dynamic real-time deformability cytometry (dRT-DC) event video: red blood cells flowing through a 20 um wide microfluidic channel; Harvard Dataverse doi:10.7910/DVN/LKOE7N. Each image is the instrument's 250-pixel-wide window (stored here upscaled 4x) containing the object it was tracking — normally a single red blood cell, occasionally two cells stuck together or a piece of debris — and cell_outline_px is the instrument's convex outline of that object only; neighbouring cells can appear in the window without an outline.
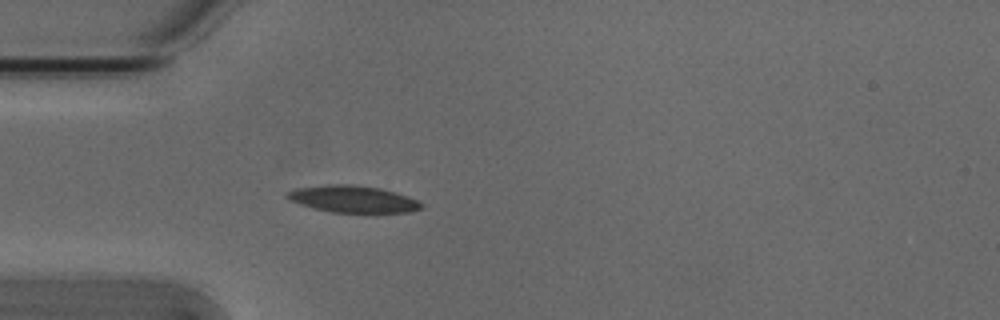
{"species": "Egyptian fruit bat (a non-hibernating species)", "species_latin": "Rousettus aegyptiacus", "temperature_condition": "cold", "stored_images_in_passage": 19, "camera_frame_rate_fps": 3000, "um_per_image_px": 0.085, "animal": {"sex": "male"}, "frame": {"image": 1, "passage_image": 1, "time_ms": 0.0, "image_size_px": [1000, 320], "cell_outline_px": [[424, 208], [412, 212], [332, 212], [312, 208], [288, 200], [284, 196], [288, 192], [296, 188], [328, 184], [348, 184], [380, 188], [396, 192], [408, 196], [424, 204]], "centroid_in_image_um": [30.0, 16.92], "position_along_channel_um": 55.0, "area_um2": 21.1}}
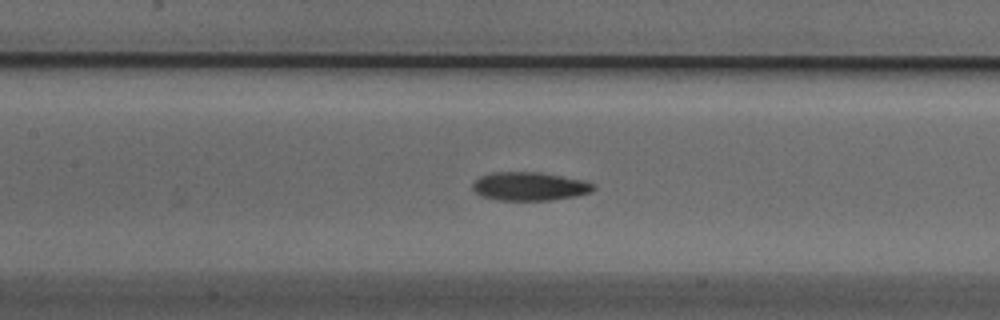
{"frame": {"image": 2, "passage_image": 10, "time_ms": 3.0, "image_size_px": [1000, 320], "cell_outline_px": [[596, 188], [592, 192], [576, 196], [552, 200], [500, 200], [480, 196], [472, 188], [472, 184], [480, 176], [492, 172], [540, 172], [584, 180], [596, 184]], "centroid_in_image_um": [45.05, 15.84], "position_along_channel_um": 162.4, "area_um2": 20.23}}
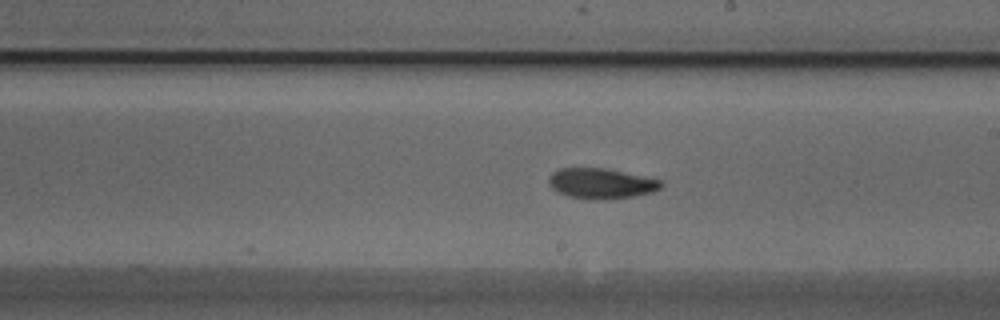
{"frame": {"image": 3, "passage_image": 16, "time_ms": 5.0, "image_size_px": [1000, 320], "cell_outline_px": [[664, 184], [660, 188], [652, 192], [636, 196], [600, 200], [588, 200], [568, 196], [552, 188], [548, 184], [548, 176], [552, 172], [560, 168], [604, 168], [664, 180]], "centroid_in_image_um": [51.11, 15.6], "position_along_channel_um": 237.9, "area_um2": 20.11}}